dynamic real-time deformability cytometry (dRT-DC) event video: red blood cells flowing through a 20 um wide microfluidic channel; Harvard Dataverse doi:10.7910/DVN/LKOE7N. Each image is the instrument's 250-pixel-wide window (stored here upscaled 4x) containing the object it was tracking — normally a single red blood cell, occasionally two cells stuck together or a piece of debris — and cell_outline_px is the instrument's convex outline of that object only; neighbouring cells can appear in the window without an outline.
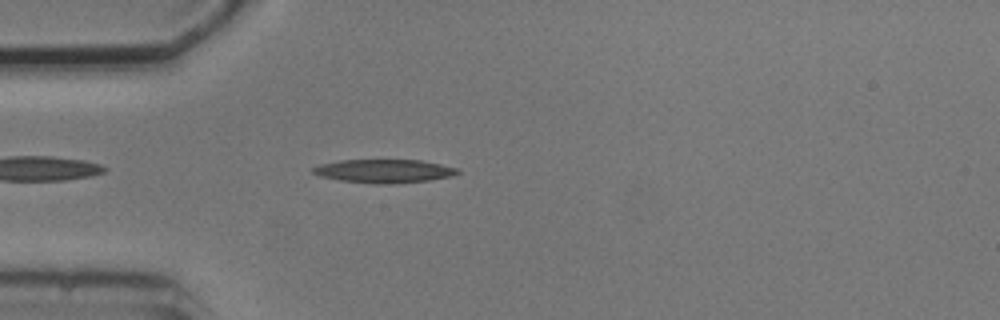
{"species": "common noctule bat (a hibernating species)", "species_latin": "Nyctalus noctula", "temperature_condition": "cold", "stored_images_in_passage": 2, "camera_frame_rate_fps": 3000, "um_per_image_px": 0.085, "animal": {"sex": "male", "body_mass_g": 20.5, "forearm_length_mm": 52.5}, "frame": {"image": 1, "passage_image": 2, "time_ms": 1.0, "image_size_px": [1000, 320], "cell_outline_px": [[460, 172], [452, 176], [428, 180], [396, 184], [376, 184], [340, 180], [320, 176], [312, 172], [312, 168], [320, 164], [340, 160], [420, 160], [440, 164], [456, 168]], "centroid_in_image_um": [32.63, 14.54], "position_along_channel_um": 52.4, "area_um2": 19.71}}